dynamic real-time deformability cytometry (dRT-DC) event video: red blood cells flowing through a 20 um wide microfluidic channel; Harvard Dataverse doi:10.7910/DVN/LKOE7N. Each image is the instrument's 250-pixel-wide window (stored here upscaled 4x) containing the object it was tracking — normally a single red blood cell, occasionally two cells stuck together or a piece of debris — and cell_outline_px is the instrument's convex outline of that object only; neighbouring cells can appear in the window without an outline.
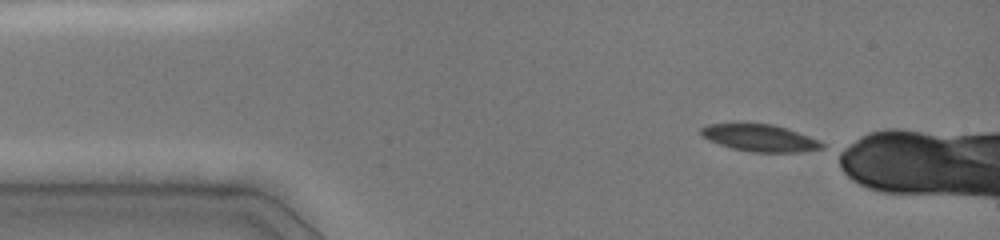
{"species": "common noctule bat (a hibernating species)", "species_latin": "Nyctalus noctula", "temperature_condition": "cold", "stored_images_in_passage": 35, "camera_frame_rate_fps": 3000, "um_per_image_px": 0.085, "animal": {"sex": "female", "body_mass_g": 19.0, "forearm_length_mm": 51.5}, "frame": {"image": 1, "passage_image": 1, "time_ms": 0.0, "image_size_px": [1000, 240], "cell_outline_px": [[824, 148], [800, 152], [752, 152], [732, 148], [708, 140], [700, 136], [700, 128], [708, 124], [772, 124], [820, 140], [824, 144]], "centroid_in_image_um": [64.57, 11.73], "position_along_channel_um": 20.4, "area_um2": 18.84}}
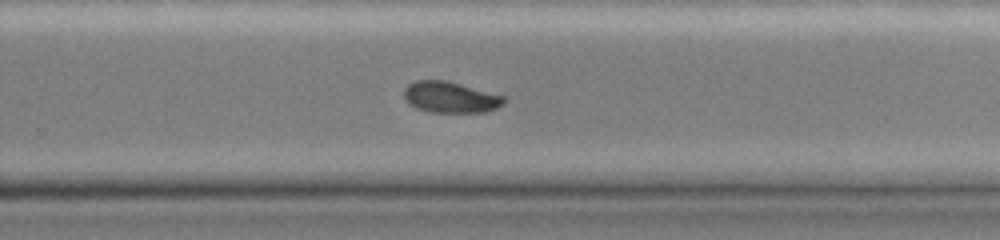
{"frame": {"image": 2, "passage_image": 27, "time_ms": 8.333, "image_size_px": [1000, 240], "cell_outline_px": [[504, 104], [496, 108], [484, 112], [428, 112], [416, 108], [408, 104], [404, 96], [404, 88], [408, 84], [416, 80], [448, 80], [504, 96]], "centroid_in_image_um": [38.25, 8.26], "position_along_channel_um": 291.6, "area_um2": 18.21}}
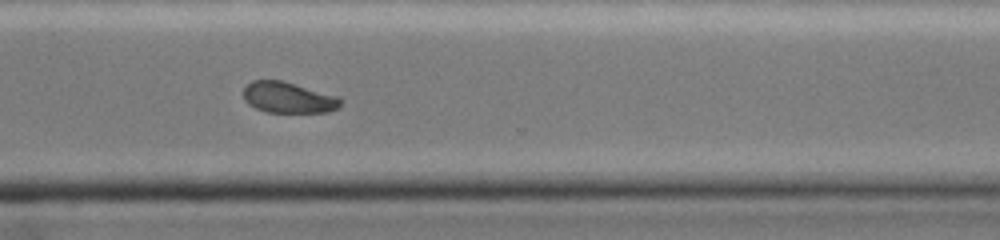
{"frame": {"image": 3, "passage_image": 34, "time_ms": 9.667, "image_size_px": [1000, 240], "cell_outline_px": [[344, 100], [336, 108], [328, 112], [268, 112], [256, 108], [248, 104], [244, 100], [244, 88], [252, 80], [280, 80], [340, 96]], "centroid_in_image_um": [24.52, 8.29], "position_along_channel_um": 346.1, "area_um2": 17.51}}